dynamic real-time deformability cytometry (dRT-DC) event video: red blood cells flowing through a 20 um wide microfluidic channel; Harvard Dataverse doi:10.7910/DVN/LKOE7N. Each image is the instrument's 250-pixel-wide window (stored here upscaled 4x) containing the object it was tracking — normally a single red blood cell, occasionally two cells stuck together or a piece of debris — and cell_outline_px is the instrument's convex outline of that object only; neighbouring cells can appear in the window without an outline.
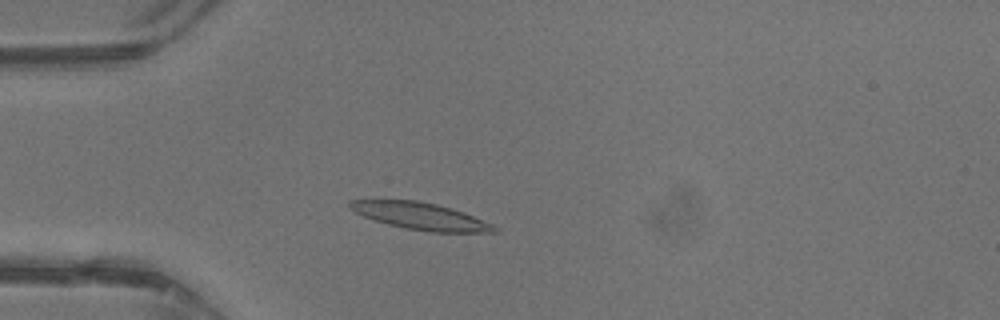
{"species": "common noctule bat (a hibernating species)", "species_latin": "Nyctalus noctula", "temperature_condition": "warm", "stored_images_in_passage": 33, "camera_frame_rate_fps": 3000, "um_per_image_px": 0.085, "animal": {"sex": "male", "body_mass_g": 13.3}, "frame": {"image": 1, "passage_image": 2, "time_ms": 0.333, "image_size_px": [1000, 320], "cell_outline_px": [[500, 232], [432, 232], [404, 228], [388, 224], [364, 216], [348, 208], [348, 200], [416, 200], [436, 204], [452, 208], [464, 212], [492, 224], [500, 228]], "centroid_in_image_um": [35.77, 18.37], "position_along_channel_um": 49.2, "area_um2": 22.66}}
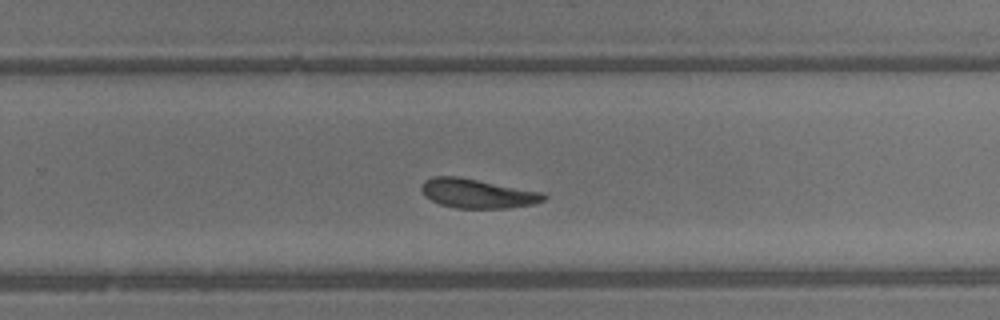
{"frame": {"image": 2, "passage_image": 18, "time_ms": 5.667, "image_size_px": [1000, 320], "cell_outline_px": [[548, 196], [544, 200], [532, 204], [508, 208], [456, 208], [440, 204], [424, 196], [420, 188], [424, 180], [432, 176], [460, 176], [544, 192]], "centroid_in_image_um": [40.58, 16.43], "position_along_channel_um": 289.2, "area_um2": 21.1}}
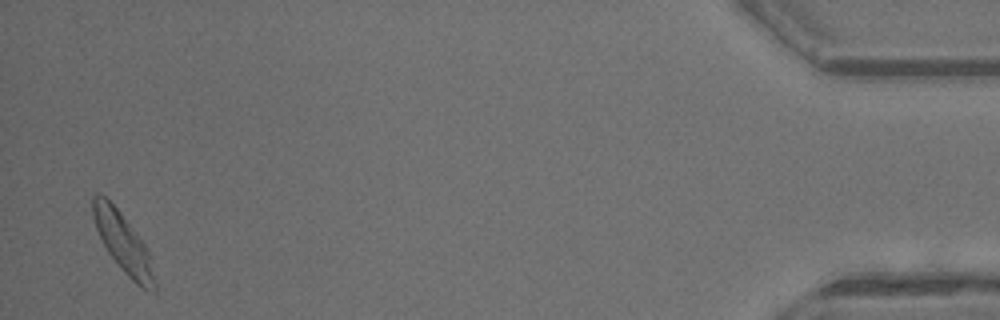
{"frame": {"image": 3, "passage_image": 32, "time_ms": 10.333, "image_size_px": [1000, 320], "cell_outline_px": [[156, 292], [152, 292], [140, 288], [120, 268], [108, 252], [96, 228], [92, 216], [92, 196], [96, 192], [104, 196], [120, 212], [136, 232], [144, 244], [148, 252], [156, 280]], "centroid_in_image_um": [10.47, 20.67], "position_along_channel_um": 424.7, "area_um2": 21.15}, "authors_computed_cell_mechanics": {"area_um2": 21.097, "velocity_mm_per_s": 4.7913, "shape_relaxation_time_tau1_ms": 10.2698, "shape_relaxation_time_tau2_ms": 8.8134, "deformation_change_tau1": 0.2359, "deformation_change_tau2": 0.2201}}